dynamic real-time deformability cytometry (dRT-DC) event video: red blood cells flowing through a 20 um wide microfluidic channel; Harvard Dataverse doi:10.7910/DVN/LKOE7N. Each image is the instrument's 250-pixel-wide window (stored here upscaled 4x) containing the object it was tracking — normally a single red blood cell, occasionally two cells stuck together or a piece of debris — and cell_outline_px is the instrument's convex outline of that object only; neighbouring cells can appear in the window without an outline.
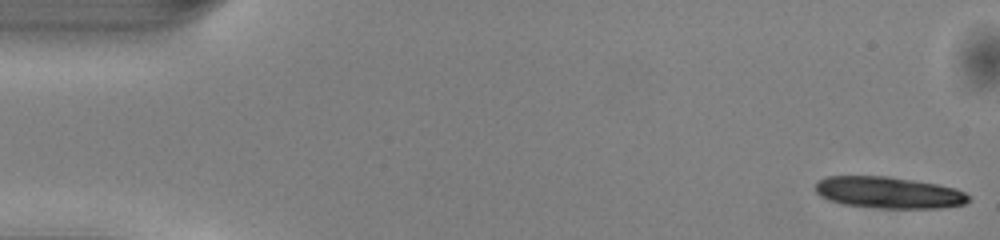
{"species": "common noctule bat (a hibernating species)", "species_latin": "Nyctalus noctula", "temperature_condition": "warm", "stored_images_in_passage": 14, "camera_frame_rate_fps": 3000, "um_per_image_px": 0.085, "animal": {"sex": "male", "body_mass_g": 13.0, "forearm_length_mm": 53.1}, "frame": {"image": 1, "passage_image": 1, "time_ms": 0.0, "image_size_px": [1000, 240], "cell_outline_px": [[968, 200], [964, 204], [940, 208], [876, 208], [840, 204], [828, 200], [820, 196], [816, 192], [816, 184], [820, 180], [828, 176], [888, 176], [936, 184], [956, 188], [964, 192], [968, 196]], "centroid_in_image_um": [75.5, 16.37], "position_along_channel_um": 9.5, "area_um2": 28.15}}